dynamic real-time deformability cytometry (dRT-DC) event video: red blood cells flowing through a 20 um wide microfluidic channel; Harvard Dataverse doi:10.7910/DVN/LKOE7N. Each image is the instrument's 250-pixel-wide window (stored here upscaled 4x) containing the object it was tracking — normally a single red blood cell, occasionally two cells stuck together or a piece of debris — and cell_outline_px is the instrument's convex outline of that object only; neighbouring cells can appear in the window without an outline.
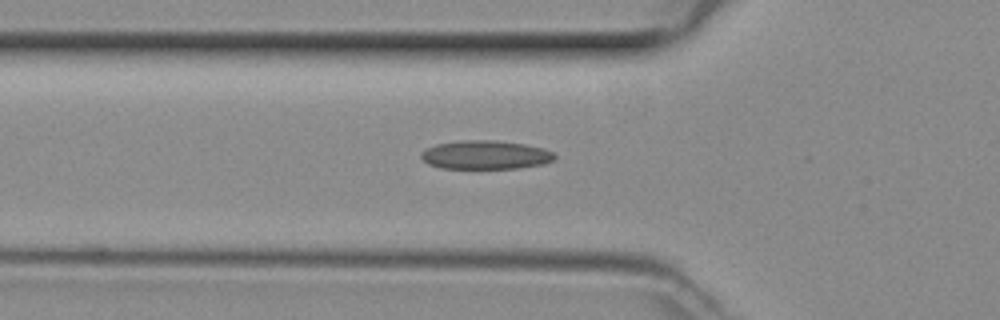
{"species": "common noctule bat (a hibernating species)", "species_latin": "Nyctalus noctula", "temperature_condition": "room temperature", "stored_images_in_passage": 28, "camera_frame_rate_fps": 3000, "um_per_image_px": 0.085, "animal": {"sex": "female", "body_mass_g": 29.2, "forearm_length_mm": 56.3}, "frame": {"image": 1, "passage_image": 3, "time_ms": 0.667, "image_size_px": [1000, 320], "cell_outline_px": [[556, 156], [552, 160], [544, 164], [520, 168], [440, 168], [428, 164], [420, 156], [428, 148], [436, 144], [464, 140], [492, 140], [524, 144], [544, 148], [552, 152]], "centroid_in_image_um": [41.29, 13.17], "position_along_channel_um": 84.5, "area_um2": 22.14}}
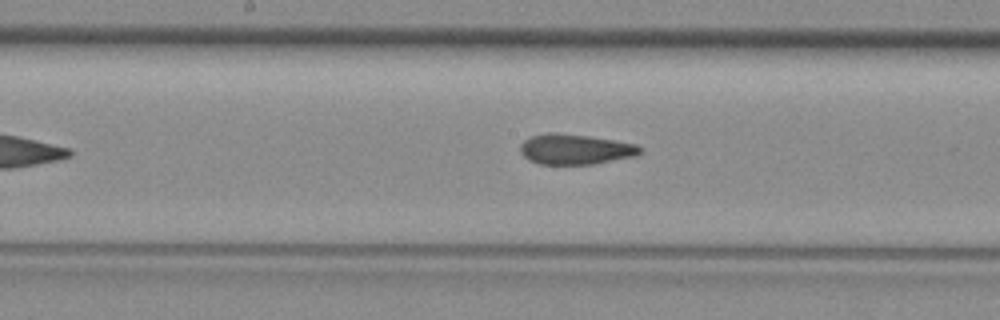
{"frame": {"image": 2, "passage_image": 11, "time_ms": 3.333, "image_size_px": [1000, 320], "cell_outline_px": [[644, 152], [636, 156], [592, 164], [540, 164], [528, 160], [520, 152], [520, 144], [524, 140], [532, 136], [548, 132], [552, 132], [588, 136], [636, 144], [644, 148]], "centroid_in_image_um": [48.91, 12.69], "position_along_channel_um": 199.3, "area_um2": 21.21}}
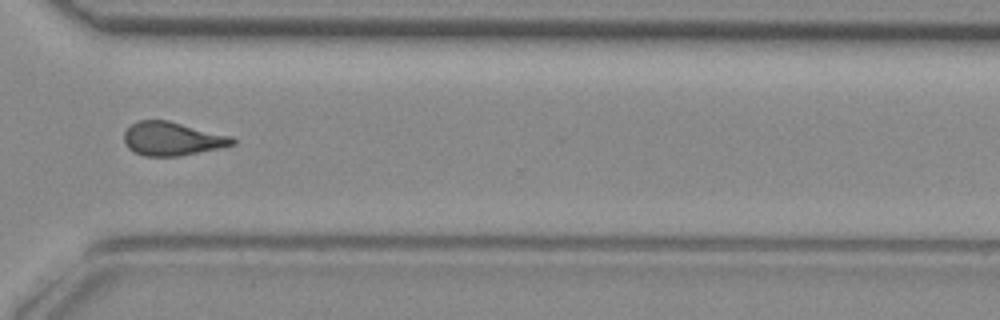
{"frame": {"image": 3, "passage_image": 22, "time_ms": 7.0, "image_size_px": [1000, 320], "cell_outline_px": [[236, 144], [220, 148], [176, 156], [144, 156], [128, 148], [124, 140], [124, 132], [136, 120], [168, 120], [232, 136], [236, 140]], "centroid_in_image_um": [14.65, 11.78], "position_along_channel_um": 356.0, "area_um2": 21.15}}